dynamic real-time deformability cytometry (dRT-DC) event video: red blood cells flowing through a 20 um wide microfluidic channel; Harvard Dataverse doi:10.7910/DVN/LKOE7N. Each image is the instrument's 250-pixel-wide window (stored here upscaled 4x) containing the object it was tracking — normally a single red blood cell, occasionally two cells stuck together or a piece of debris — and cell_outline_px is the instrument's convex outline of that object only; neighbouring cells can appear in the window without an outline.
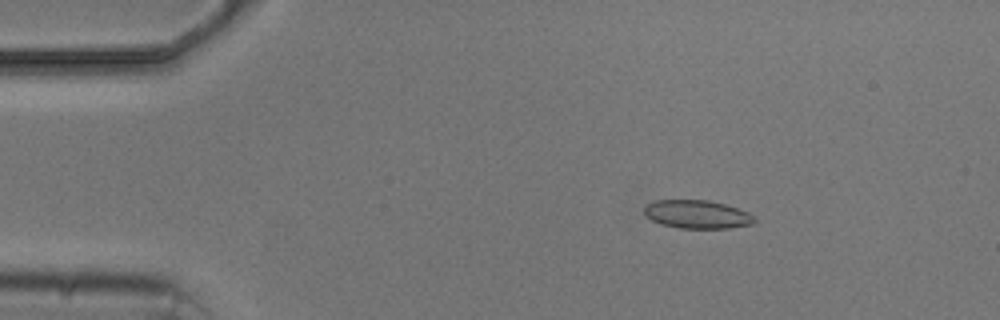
{"species": "common noctule bat (a hibernating species)", "species_latin": "Nyctalus noctula", "temperature_condition": "cold", "stored_images_in_passage": 4, "camera_frame_rate_fps": 3000, "um_per_image_px": 0.085, "animal": {"sex": "male", "body_mass_g": 20.5, "forearm_length_mm": 52.5}, "frame": {"image": 1, "passage_image": 3, "time_ms": 2.333, "image_size_px": [1000, 320], "cell_outline_px": [[756, 224], [728, 228], [680, 228], [660, 224], [644, 216], [644, 208], [648, 204], [656, 200], [708, 200], [724, 204], [748, 212], [756, 220]], "centroid_in_image_um": [59.25, 18.22], "position_along_channel_um": 25.8, "area_um2": 18.21}}